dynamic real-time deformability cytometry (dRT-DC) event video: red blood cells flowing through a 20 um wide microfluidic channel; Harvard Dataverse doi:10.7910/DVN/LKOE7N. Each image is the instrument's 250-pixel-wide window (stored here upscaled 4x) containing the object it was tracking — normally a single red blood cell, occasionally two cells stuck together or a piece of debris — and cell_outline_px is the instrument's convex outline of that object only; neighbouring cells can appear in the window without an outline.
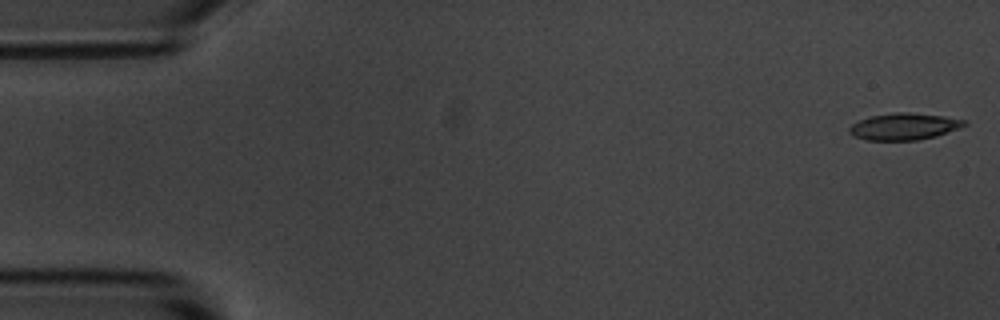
{"species": "common noctule bat (a hibernating species)", "species_latin": "Nyctalus noctula", "temperature_condition": "room temperature", "stored_images_in_passage": 55, "camera_frame_rate_fps": 3000, "um_per_image_px": 0.085, "animal": {"sex": "male", "body_mass_g": 20.1, "forearm_length_mm": 53.5}, "frame": {"image": 1, "passage_image": 1, "time_ms": 0.0, "image_size_px": [1000, 320], "cell_outline_px": [[968, 124], [936, 136], [916, 140], [864, 140], [852, 136], [848, 132], [848, 128], [852, 124], [860, 120], [872, 116], [892, 112], [908, 112], [944, 116], [968, 120]], "centroid_in_image_um": [76.82, 10.75], "position_along_channel_um": 8.2, "area_um2": 17.98}}
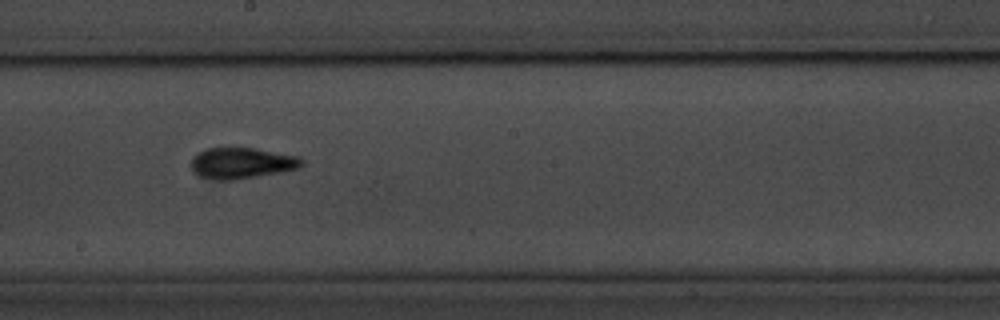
{"frame": {"image": 2, "passage_image": 30, "time_ms": 9.667, "image_size_px": [1000, 320], "cell_outline_px": [[304, 164], [300, 168], [280, 172], [232, 180], [220, 180], [200, 176], [192, 172], [188, 164], [192, 156], [196, 152], [204, 148], [252, 148], [300, 156], [304, 160]], "centroid_in_image_um": [20.5, 13.85], "position_along_channel_um": 227.7, "area_um2": 20.29}}
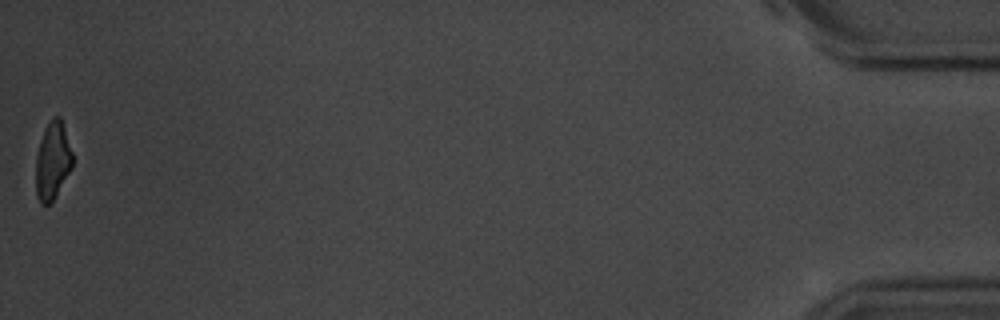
{"frame": {"image": 3, "passage_image": 55, "time_ms": 18.0, "image_size_px": [1000, 320], "cell_outline_px": [[72, 168], [52, 200], [48, 204], [40, 204], [36, 196], [36, 156], [40, 140], [44, 128], [56, 116], [60, 116], [72, 152]], "centroid_in_image_um": [4.45, 13.68], "position_along_channel_um": 430.7, "area_um2": 16.3}, "authors_computed_cell_mechanics": {"area_um2": 18.785, "velocity_mm_per_s": 3.6148, "shape_relaxation_time_tau1_ms": 3.941, "shape_relaxation_time_tau2_ms": 1.6176, "deformation_change_tau1": 0.1314, "deformation_change_tau2": 0.0698}}